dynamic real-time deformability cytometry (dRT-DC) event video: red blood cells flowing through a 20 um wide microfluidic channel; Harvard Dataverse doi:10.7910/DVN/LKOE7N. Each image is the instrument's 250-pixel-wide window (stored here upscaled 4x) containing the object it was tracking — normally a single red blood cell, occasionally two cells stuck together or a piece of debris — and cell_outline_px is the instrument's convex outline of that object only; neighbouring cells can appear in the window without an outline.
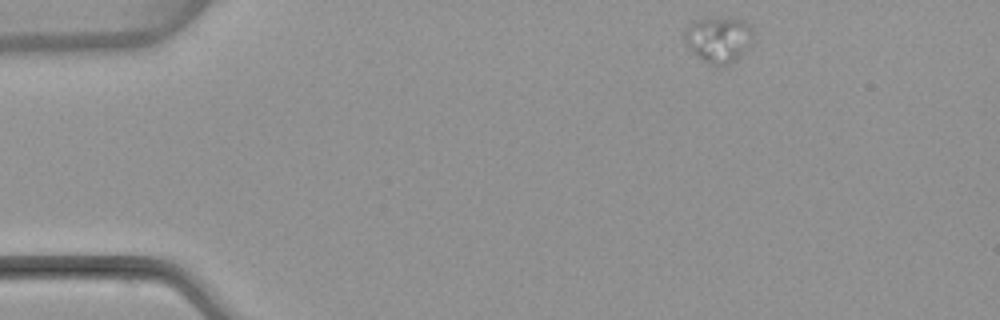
{"species": "common noctule bat (a hibernating species)", "species_latin": "Nyctalus noctula", "temperature_condition": "warm", "stored_images_in_passage": 4, "camera_frame_rate_fps": 3000, "um_per_image_px": 0.085, "animal": {"sex": "female", "body_mass_g": 22.7, "forearm_length_mm": 54.2}, "frame": {"image": 1, "passage_image": 1, "time_ms": 0.0, "image_size_px": [1000, 320], "cell_outline_px": [[756, 40], [736, 60], [720, 68], [716, 68], [708, 64], [696, 56], [688, 48], [684, 40], [684, 32], [688, 24], [696, 20], [744, 20], [756, 32]], "centroid_in_image_um": [61.12, 3.43], "position_along_channel_um": 23.9, "area_um2": 18.61}}
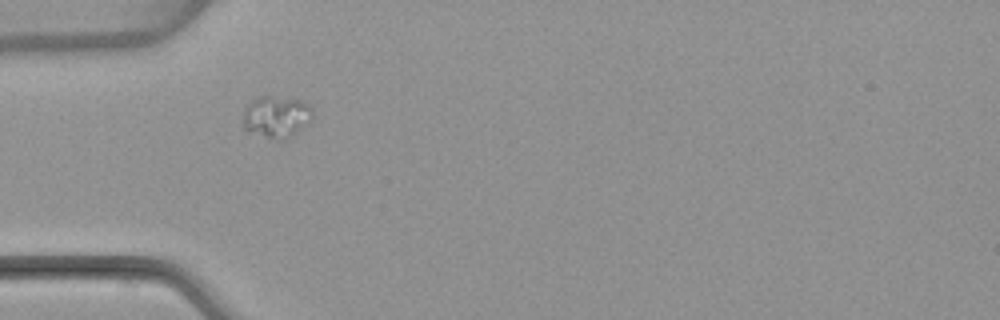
{"frame": {"image": 2, "passage_image": 3, "time_ms": 3.0, "image_size_px": [1000, 320], "cell_outline_px": [[312, 120], [308, 124], [288, 136], [280, 140], [244, 128], [244, 108], [252, 100], [260, 96], [272, 96], [300, 100], [308, 104], [312, 108]], "centroid_in_image_um": [23.52, 9.87], "position_along_channel_um": 61.5, "area_um2": 16.36}}
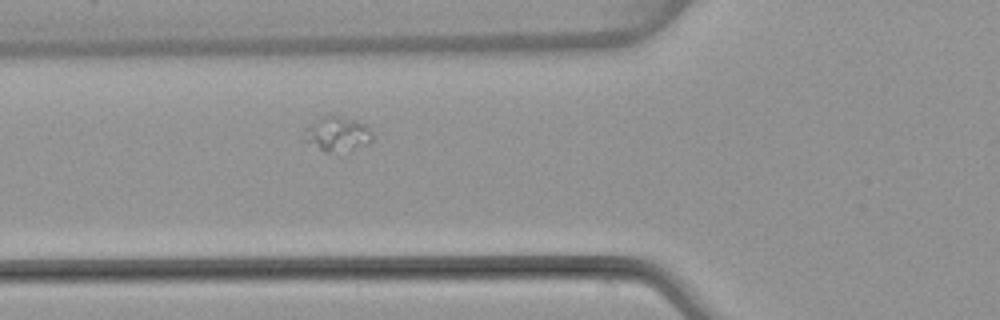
{"frame": {"image": 3, "passage_image": 4, "time_ms": 4.0, "image_size_px": [1000, 320], "cell_outline_px": [[372, 140], [368, 144], [352, 148], [328, 152], [324, 152], [300, 140], [304, 132], [312, 124], [324, 116], [336, 116], [368, 124], [372, 132]], "centroid_in_image_um": [28.65, 11.4], "position_along_channel_um": 97.2, "area_um2": 13.47}}